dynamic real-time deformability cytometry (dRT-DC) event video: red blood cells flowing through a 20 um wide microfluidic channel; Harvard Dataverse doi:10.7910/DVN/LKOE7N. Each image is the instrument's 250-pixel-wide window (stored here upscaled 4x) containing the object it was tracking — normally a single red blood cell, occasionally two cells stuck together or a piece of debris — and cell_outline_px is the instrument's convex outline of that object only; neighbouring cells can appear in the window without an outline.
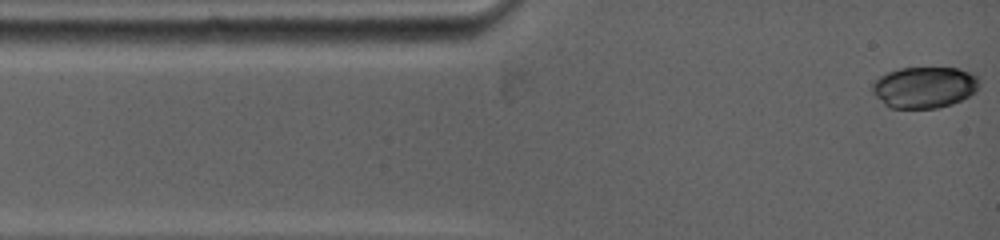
{"species": "common noctule bat (a hibernating species)", "species_latin": "Nyctalus noctula", "temperature_condition": "warm", "stored_images_in_passage": 5, "camera_frame_rate_fps": 5000, "um_per_image_px": 0.085, "animal": {"sex": "female", "body_mass_g": 19.0, "forearm_length_mm": 53.3}, "frame": {"image": 1, "passage_image": 1, "time_ms": 0.0, "image_size_px": [1000, 240], "cell_outline_px": [[980, 84], [976, 92], [952, 104], [936, 108], [888, 108], [872, 92], [872, 84], [880, 76], [888, 72], [900, 68], [956, 68], [972, 72], [980, 80]], "centroid_in_image_um": [78.59, 7.42], "position_along_channel_um": 6.4, "area_um2": 25.84}}
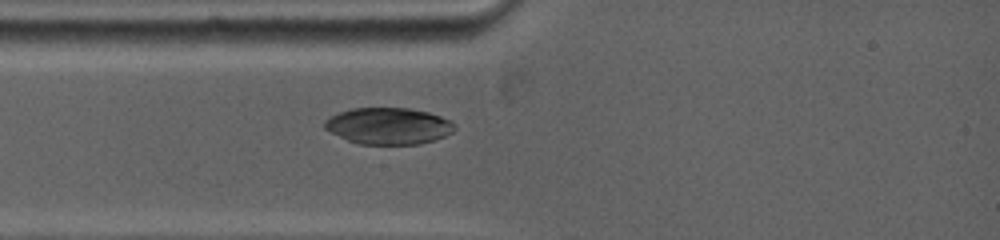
{"frame": {"image": 2, "passage_image": 5, "time_ms": 2.4, "image_size_px": [1000, 240], "cell_outline_px": [[456, 128], [452, 132], [444, 136], [420, 144], [360, 144], [348, 140], [324, 128], [324, 120], [328, 116], [352, 108], [408, 108], [428, 112], [452, 120], [456, 124]], "centroid_in_image_um": [33.03, 10.7], "position_along_channel_um": 52.0, "area_um2": 27.69}}